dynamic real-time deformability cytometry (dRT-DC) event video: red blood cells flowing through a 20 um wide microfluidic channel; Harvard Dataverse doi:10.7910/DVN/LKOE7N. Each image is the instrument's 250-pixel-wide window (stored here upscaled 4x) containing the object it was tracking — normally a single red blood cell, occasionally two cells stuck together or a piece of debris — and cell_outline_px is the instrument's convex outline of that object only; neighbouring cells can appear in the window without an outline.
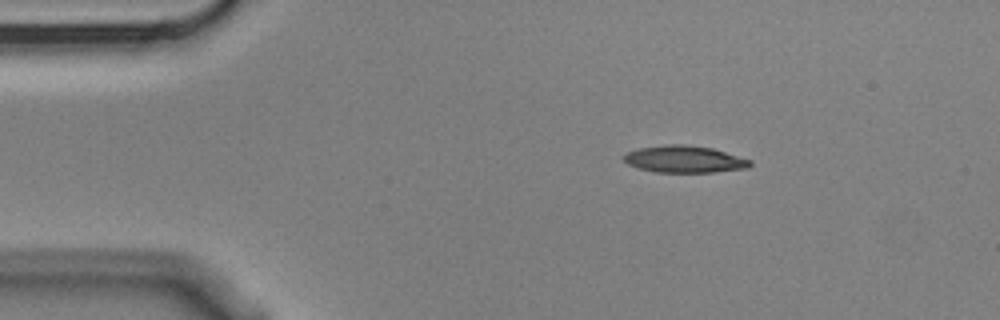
{"species": "Egyptian fruit bat (a non-hibernating species)", "species_latin": "Rousettus aegyptiacus", "temperature_condition": "cold", "stored_images_in_passage": 4, "camera_frame_rate_fps": 3000, "um_per_image_px": 0.085, "animal": {"sex": "male"}, "frame": {"image": 1, "passage_image": 1, "time_ms": 0.0, "image_size_px": [1000, 320], "cell_outline_px": [[752, 164], [748, 168], [712, 172], [656, 172], [636, 168], [628, 164], [620, 156], [624, 152], [636, 148], [664, 144], [688, 144], [712, 148], [752, 160]], "centroid_in_image_um": [58.11, 13.52], "position_along_channel_um": 26.9, "area_um2": 20.23}}
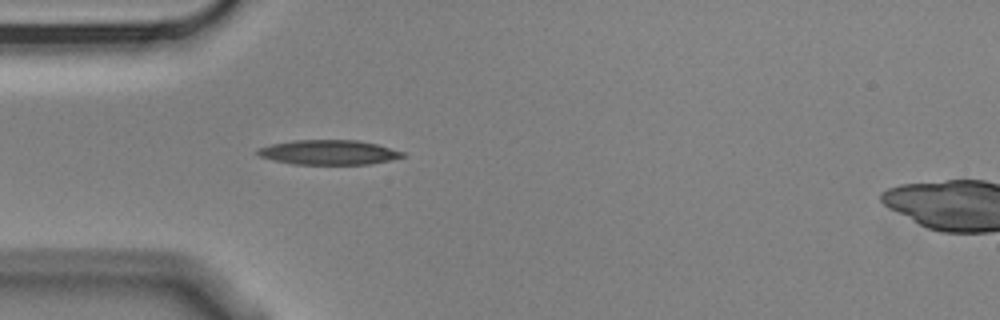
{"frame": {"image": 2, "passage_image": 3, "time_ms": 0.667, "image_size_px": [1000, 320], "cell_outline_px": [[404, 156], [388, 160], [368, 164], [292, 164], [272, 160], [260, 156], [256, 152], [256, 148], [272, 144], [292, 140], [356, 140], [376, 144], [404, 152]], "centroid_in_image_um": [27.87, 12.94], "position_along_channel_um": 57.1, "area_um2": 20.69}}